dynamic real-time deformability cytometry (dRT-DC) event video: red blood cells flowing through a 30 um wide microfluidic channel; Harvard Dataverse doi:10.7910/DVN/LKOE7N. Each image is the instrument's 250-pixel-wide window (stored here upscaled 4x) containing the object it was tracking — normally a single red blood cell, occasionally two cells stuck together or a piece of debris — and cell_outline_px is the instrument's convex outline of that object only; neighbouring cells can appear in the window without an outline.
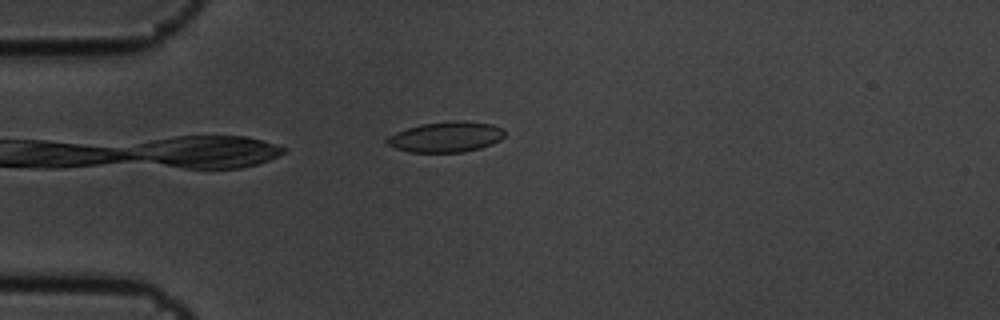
{"species": "common noctule bat (a hibernating species)", "species_latin": "Nyctalus noctula", "temperature_condition": "cold", "stored_images_in_passage": 6, "camera_frame_rate_fps": 3000, "um_per_image_px": 0.085, "animal": {"sex": "male", "body_mass_g": 19.5, "forearm_length_mm": 54.6}, "frame": {"image": 1, "passage_image": 5, "time_ms": 1.333, "image_size_px": [1000, 320], "cell_outline_px": [[504, 136], [500, 140], [492, 144], [480, 148], [464, 152], [408, 152], [384, 144], [384, 140], [388, 136], [396, 132], [420, 124], [452, 120], [464, 120], [492, 124], [500, 128], [504, 132]], "centroid_in_image_um": [37.88, 11.63], "position_along_channel_um": 47.1, "area_um2": 21.1}}